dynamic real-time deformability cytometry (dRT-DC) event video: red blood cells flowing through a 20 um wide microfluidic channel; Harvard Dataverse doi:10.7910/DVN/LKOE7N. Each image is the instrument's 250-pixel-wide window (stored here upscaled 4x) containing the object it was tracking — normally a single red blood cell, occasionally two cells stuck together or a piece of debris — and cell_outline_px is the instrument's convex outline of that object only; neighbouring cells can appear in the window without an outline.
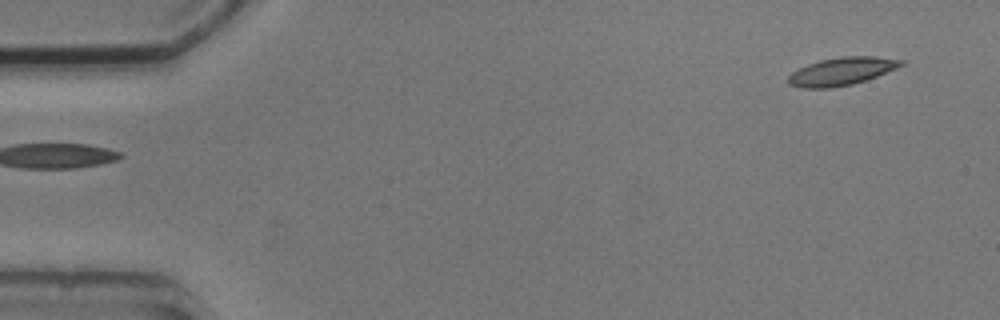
{"species": "common noctule bat (a hibernating species)", "species_latin": "Nyctalus noctula", "temperature_condition": "cold", "stored_images_in_passage": 6, "segment_of_instrument_passage": [2, 2], "camera_frame_rate_fps": 3000, "um_per_image_px": 0.085, "animal": {"sex": "male", "body_mass_g": 20.5, "forearm_length_mm": 52.5}, "frame": {"image": 1, "passage_image": 6, "time_ms": 5.667, "image_size_px": [1000, 320], "cell_outline_px": [[908, 60], [904, 64], [896, 68], [876, 76], [852, 84], [832, 88], [800, 88], [788, 84], [788, 76], [792, 72], [808, 64], [820, 60], [840, 56], [876, 56]], "centroid_in_image_um": [71.55, 6.05], "position_along_channel_um": 13.5, "area_um2": 18.38}}